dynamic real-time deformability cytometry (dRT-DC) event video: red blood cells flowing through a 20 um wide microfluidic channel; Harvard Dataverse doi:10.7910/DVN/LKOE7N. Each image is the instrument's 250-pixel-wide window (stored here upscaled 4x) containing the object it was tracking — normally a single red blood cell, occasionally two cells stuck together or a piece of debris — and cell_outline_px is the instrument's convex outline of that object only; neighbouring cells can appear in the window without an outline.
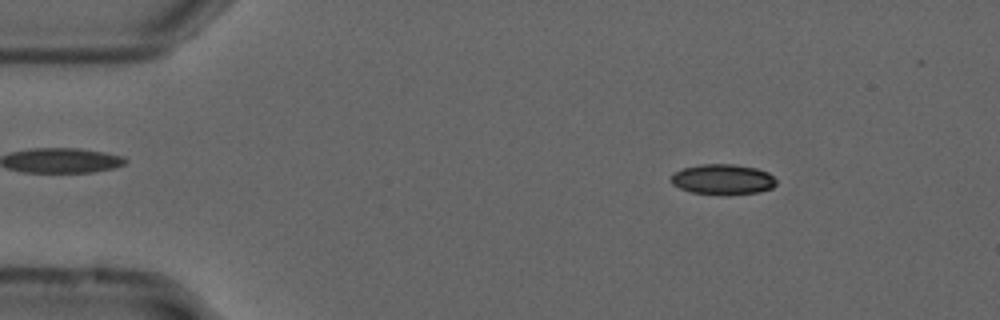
{"species": "common noctule bat (a hibernating species)", "species_latin": "Nyctalus noctula", "temperature_condition": "cold", "stored_images_in_passage": 54, "camera_frame_rate_fps": 3000, "um_per_image_px": 0.085, "animal": {"sex": "male", "forearm_length_mm": 52.5}, "frame": {"image": 1, "passage_image": 7, "time_ms": 2.0, "image_size_px": [1000, 320], "cell_outline_px": [[776, 184], [772, 188], [760, 192], [728, 196], [692, 192], [680, 188], [672, 184], [672, 176], [676, 172], [684, 168], [700, 164], [732, 164], [756, 168], [768, 172], [776, 180]], "centroid_in_image_um": [61.48, 15.27], "position_along_channel_um": 23.5, "area_um2": 18.73}}
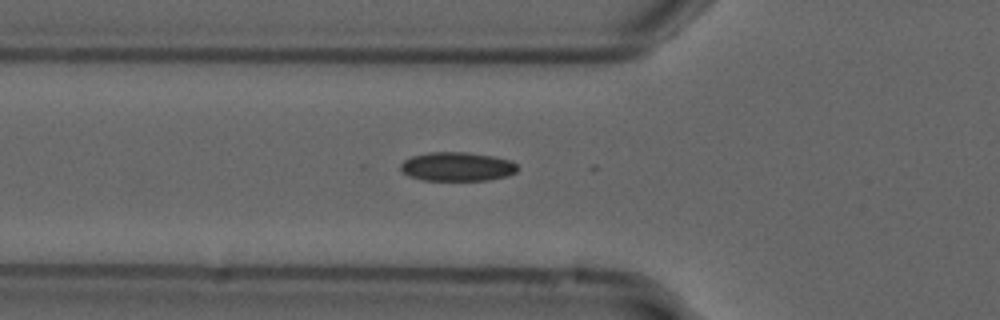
{"frame": {"image": 2, "passage_image": 18, "time_ms": 5.667, "image_size_px": [1000, 320], "cell_outline_px": [[520, 168], [516, 172], [508, 176], [488, 180], [424, 180], [408, 176], [400, 172], [400, 164], [404, 160], [412, 156], [428, 152], [468, 152], [492, 156], [512, 160]], "centroid_in_image_um": [38.86, 14.16], "position_along_channel_um": 86.9, "area_um2": 20.0}}
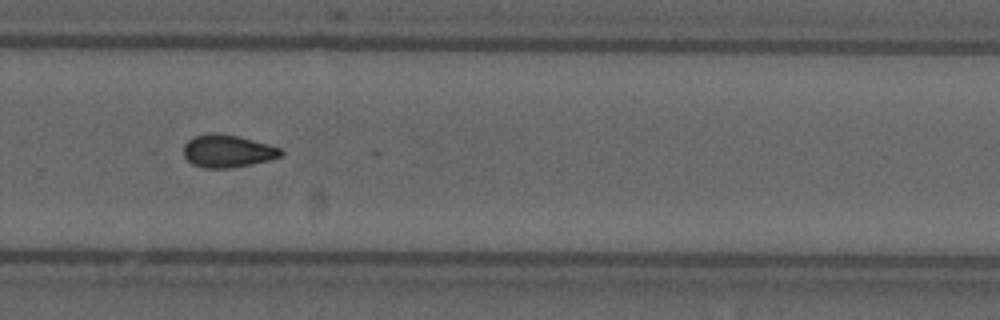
{"frame": {"image": 3, "passage_image": 36, "time_ms": 11.667, "image_size_px": [1000, 320], "cell_outline_px": [[284, 152], [280, 156], [268, 160], [252, 164], [228, 168], [204, 168], [192, 164], [184, 156], [184, 144], [188, 140], [196, 136], [216, 132], [220, 132], [268, 144], [280, 148]], "centroid_in_image_um": [19.32, 12.84], "position_along_channel_um": 310.5, "area_um2": 18.32}, "authors_computed_cell_mechanics": {"area_um2": 18.6694, "velocity_mm_per_s": 3.7214, "shape_relaxation_time_tau1_ms": null, "shape_relaxation_time_tau2_ms": 7.022, "deformation_change_tau1": null, "deformation_change_tau2": 0.1281}}